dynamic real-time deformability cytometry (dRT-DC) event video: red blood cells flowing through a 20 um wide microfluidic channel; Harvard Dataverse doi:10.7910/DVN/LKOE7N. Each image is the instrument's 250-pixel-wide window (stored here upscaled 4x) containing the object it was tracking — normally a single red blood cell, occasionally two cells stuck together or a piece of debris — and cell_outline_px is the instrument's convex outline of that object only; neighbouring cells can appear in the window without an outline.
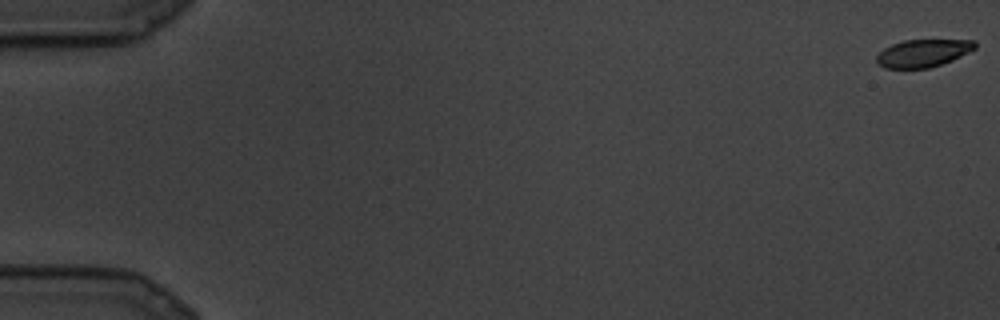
{"species": "common noctule bat (a hibernating species)", "species_latin": "Nyctalus noctula", "temperature_condition": "cold", "stored_images_in_passage": 14, "camera_frame_rate_fps": 3000, "um_per_image_px": 0.085, "animal": {"sex": "male", "body_mass_g": 19.5, "forearm_length_mm": 54.6}, "frame": {"image": 1, "passage_image": 1, "time_ms": 0.0, "image_size_px": [1000, 320], "cell_outline_px": [[976, 48], [952, 60], [928, 68], [884, 68], [876, 64], [876, 56], [884, 48], [892, 44], [904, 40], [976, 40]], "centroid_in_image_um": [78.43, 4.52], "position_along_channel_um": 6.6, "area_um2": 15.78}}
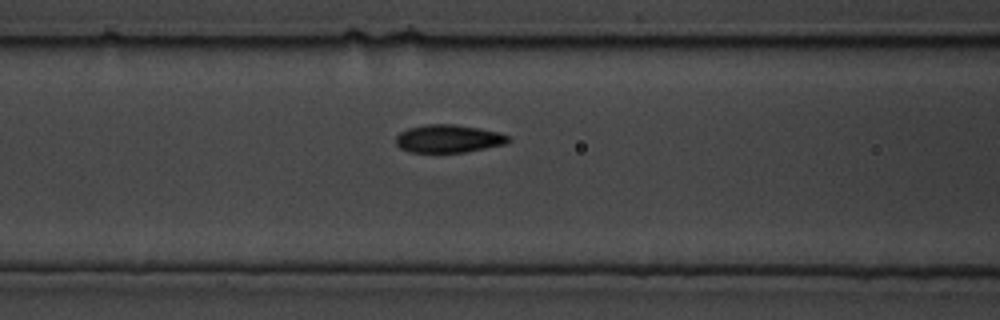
{"frame": {"image": 2, "passage_image": 12, "time_ms": 3.667, "image_size_px": [1000, 320], "cell_outline_px": [[512, 140], [508, 144], [464, 152], [408, 152], [400, 148], [396, 144], [396, 136], [400, 132], [408, 128], [424, 124], [452, 124], [480, 128], [500, 132], [512, 136]], "centroid_in_image_um": [38.17, 11.78], "position_along_channel_um": 128.4, "area_um2": 18.61}}
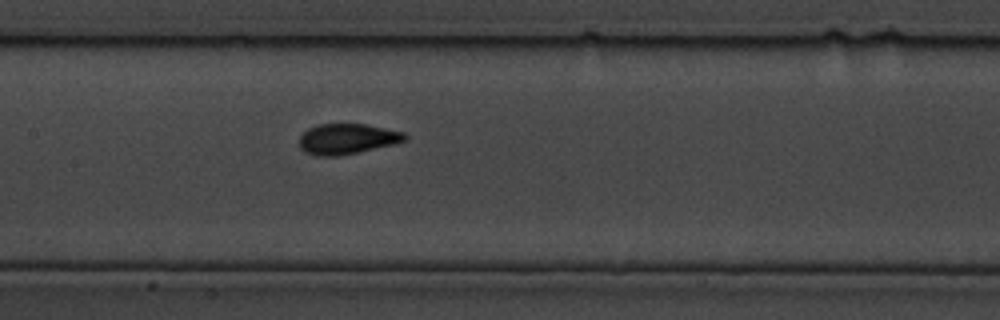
{"frame": {"image": 3, "passage_image": 14, "time_ms": 4.333, "image_size_px": [1000, 320], "cell_outline_px": [[408, 140], [396, 144], [336, 156], [316, 156], [304, 152], [296, 144], [300, 136], [308, 128], [320, 124], [364, 124], [404, 132], [408, 136]], "centroid_in_image_um": [29.48, 11.81], "position_along_channel_um": 177.9, "area_um2": 18.9}}